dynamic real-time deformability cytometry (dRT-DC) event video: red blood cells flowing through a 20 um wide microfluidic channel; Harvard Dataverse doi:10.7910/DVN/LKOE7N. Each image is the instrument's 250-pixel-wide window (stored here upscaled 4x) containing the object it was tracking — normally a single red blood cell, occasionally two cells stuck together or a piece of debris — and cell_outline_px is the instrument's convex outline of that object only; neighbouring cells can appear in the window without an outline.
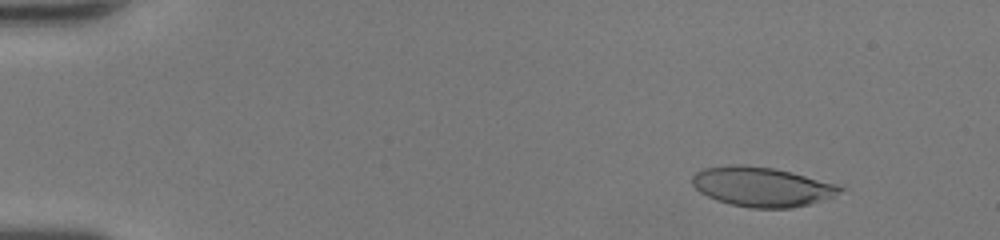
{"species": "human", "species_latin": "Homo sapiens", "temperature_condition": "room temperature", "stored_images_in_passage": 49, "camera_frame_rate_fps": 3000, "um_per_image_px": 0.085, "donor": {"sex": "female"}, "frame": {"image": 1, "passage_image": 5, "time_ms": 1.333, "image_size_px": [1000, 240], "cell_outline_px": [[844, 188], [840, 192], [832, 196], [808, 204], [792, 208], [752, 208], [732, 204], [716, 200], [700, 192], [692, 184], [692, 176], [696, 172], [704, 168], [728, 164], [744, 164], [772, 168], [792, 172], [836, 184]], "centroid_in_image_um": [64.71, 15.86], "position_along_channel_um": 20.3, "area_um2": 33.87}}
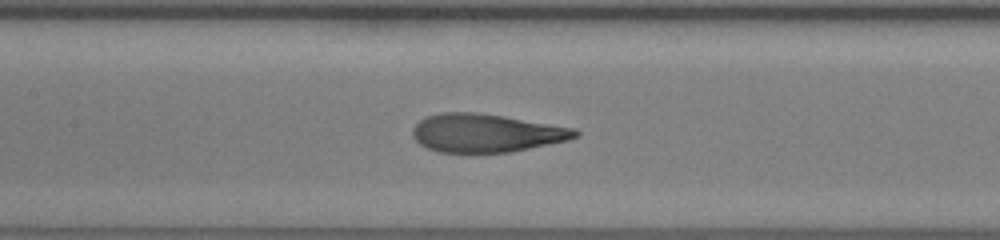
{"frame": {"image": 2, "passage_image": 24, "time_ms": 7.667, "image_size_px": [1000, 240], "cell_outline_px": [[580, 132], [576, 136], [568, 140], [508, 152], [436, 152], [420, 144], [412, 136], [412, 128], [420, 120], [428, 116], [440, 112], [476, 112], [504, 116], [576, 128]], "centroid_in_image_um": [41.3, 11.29], "position_along_channel_um": 166.1, "area_um2": 36.13}}
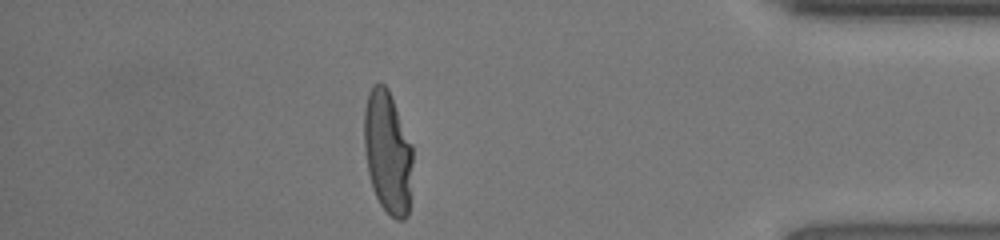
{"frame": {"image": 3, "passage_image": 43, "time_ms": 14.0, "image_size_px": [1000, 240], "cell_outline_px": [[412, 164], [408, 216], [404, 220], [396, 220], [380, 204], [372, 188], [368, 172], [364, 148], [364, 108], [368, 92], [372, 84], [380, 80], [388, 88], [412, 144]], "centroid_in_image_um": [32.94, 12.9], "position_along_channel_um": 402.3, "area_um2": 35.03}, "authors_computed_cell_mechanics": {"area_um2": 36.0672, "velocity_mm_per_s": 4.273, "shape_relaxation_time_tau1_ms": 5.0427, "shape_relaxation_time_tau2_ms": 0.8055, "deformation_change_tau1": 0.2825, "deformation_change_tau2": 0.0909}}